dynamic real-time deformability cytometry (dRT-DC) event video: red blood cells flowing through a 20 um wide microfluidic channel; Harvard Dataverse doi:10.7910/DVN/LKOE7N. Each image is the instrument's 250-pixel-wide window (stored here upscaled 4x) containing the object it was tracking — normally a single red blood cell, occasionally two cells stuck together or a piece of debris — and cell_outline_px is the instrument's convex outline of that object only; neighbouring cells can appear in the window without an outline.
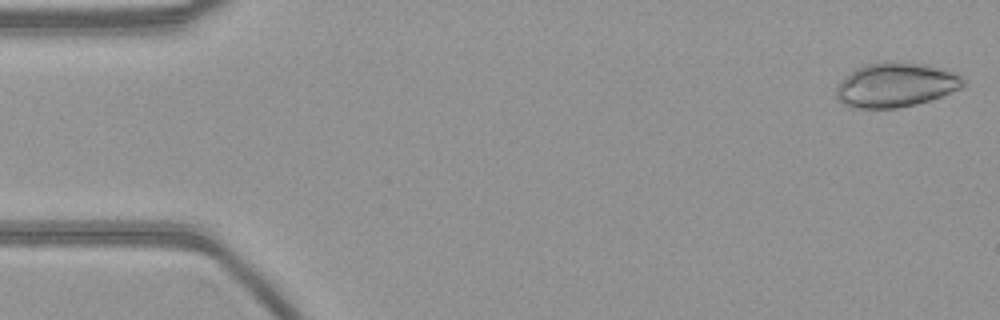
{"species": "common noctule bat (a hibernating species)", "species_latin": "Nyctalus noctula", "temperature_condition": "warm", "stored_images_in_passage": 53, "camera_frame_rate_fps": 3000, "um_per_image_px": 0.085, "animal": {"sex": "female", "body_mass_g": 21.9}, "frame": {"image": 1, "passage_image": 1, "time_ms": 0.0, "image_size_px": [1000, 320], "cell_outline_px": [[964, 84], [960, 88], [940, 96], [916, 104], [896, 108], [848, 108], [836, 96], [836, 88], [856, 68], [864, 64], [888, 60], [924, 64], [952, 72], [960, 76], [964, 80]], "centroid_in_image_um": [76.11, 7.21], "position_along_channel_um": 8.9, "area_um2": 32.48}}
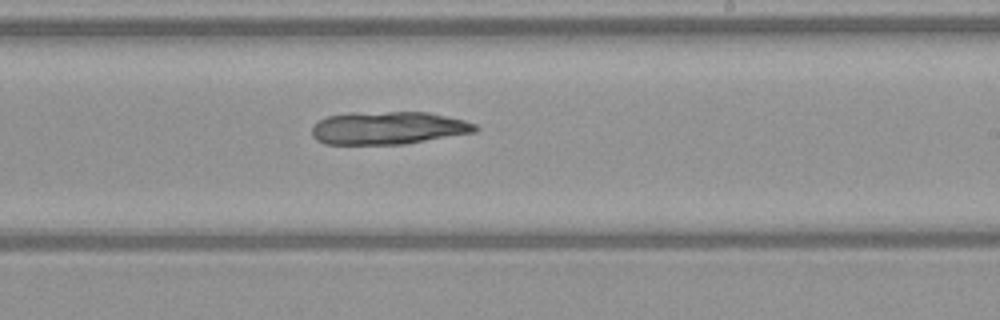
{"frame": {"image": 2, "passage_image": 31, "time_ms": 10.0, "image_size_px": [1000, 320], "cell_outline_px": [[480, 128], [476, 132], [404, 144], [324, 144], [316, 140], [312, 136], [312, 128], [320, 120], [328, 116], [348, 112], [428, 112], [464, 120], [476, 124]], "centroid_in_image_um": [33.0, 10.87], "position_along_channel_um": 256.0, "area_um2": 31.39}}
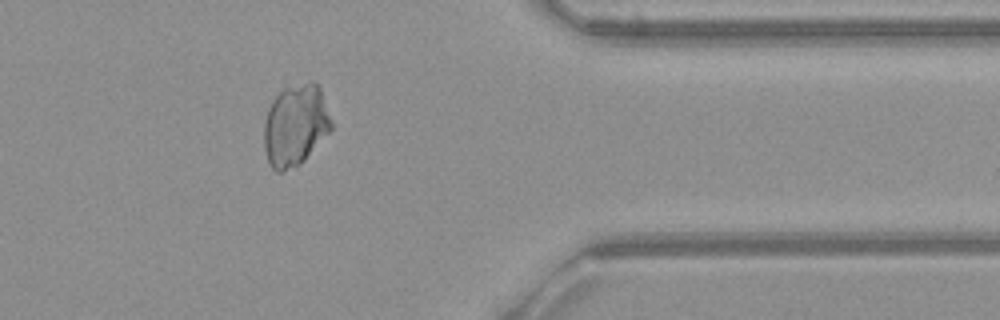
{"frame": {"image": 3, "passage_image": 43, "time_ms": 14.0, "image_size_px": [1000, 320], "cell_outline_px": [[332, 128], [304, 160], [300, 164], [280, 172], [276, 172], [268, 164], [264, 148], [264, 124], [268, 108], [272, 100], [284, 88], [308, 80], [316, 80], [320, 84], [332, 120]], "centroid_in_image_um": [25.12, 10.6], "position_along_channel_um": 386.3, "area_um2": 32.37}}